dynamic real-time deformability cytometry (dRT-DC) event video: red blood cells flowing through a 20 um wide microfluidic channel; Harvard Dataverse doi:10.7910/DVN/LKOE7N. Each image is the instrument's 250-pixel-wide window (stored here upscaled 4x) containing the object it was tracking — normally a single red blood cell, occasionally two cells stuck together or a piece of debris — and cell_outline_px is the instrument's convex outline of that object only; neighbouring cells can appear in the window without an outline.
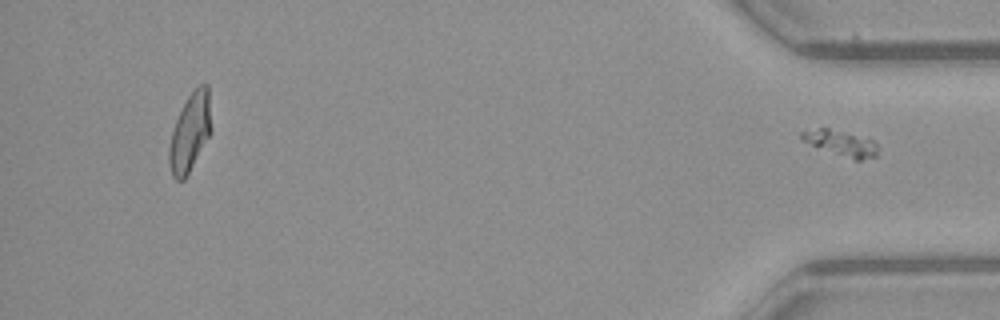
{"species": "common noctule bat (a hibernating species)", "species_latin": "Nyctalus noctula", "temperature_condition": "warm", "stored_images_in_passage": 40, "segment_of_instrument_passage": [2, 2], "camera_frame_rate_fps": 3000, "um_per_image_px": 0.085, "animal": {"sex": "female", "body_mass_g": 21.9}, "frame": {"image": 1, "passage_image": 40, "time_ms": 13.0, "image_size_px": [1000, 320], "cell_outline_px": [[876, 156], [860, 160], [856, 160], [800, 140], [800, 132], [820, 128], [828, 128], [868, 136], [876, 144]], "centroid_in_image_um": [71.51, 12.13], "position_along_channel_um": 363.7, "area_um2": 11.16}}